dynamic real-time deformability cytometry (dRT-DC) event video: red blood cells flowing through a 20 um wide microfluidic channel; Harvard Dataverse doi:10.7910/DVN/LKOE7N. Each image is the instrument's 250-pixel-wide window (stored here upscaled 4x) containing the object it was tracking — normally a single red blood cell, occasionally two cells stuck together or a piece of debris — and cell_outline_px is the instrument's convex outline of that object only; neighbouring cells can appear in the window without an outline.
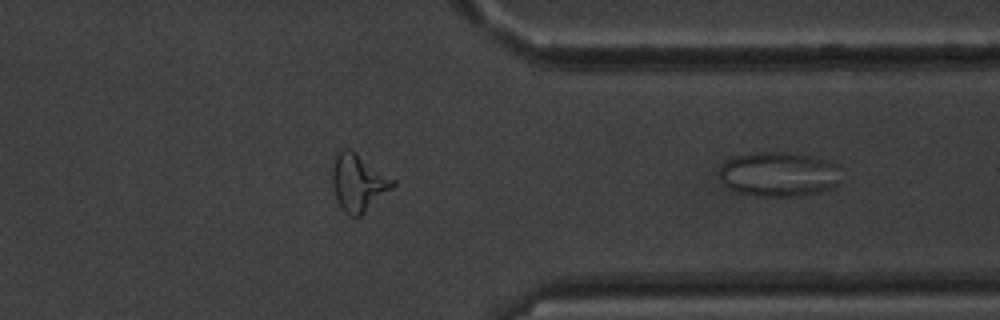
{"species": "common noctule bat (a hibernating species)", "species_latin": "Nyctalus noctula", "temperature_condition": "warm", "stored_images_in_passage": 22, "segment_of_instrument_passage": [2, 2], "camera_frame_rate_fps": 3000, "um_per_image_px": 0.085, "animal": {"sex": "male", "body_mass_g": 20.1, "forearm_length_mm": 53.5}, "frame": {"image": 1, "passage_image": 22, "time_ms": 7.0, "image_size_px": [1000, 320], "cell_outline_px": [[840, 184], [836, 188], [820, 192], [800, 196], [756, 196], [736, 192], [724, 184], [720, 180], [720, 168], [728, 160], [736, 156], [756, 152], [784, 152], [816, 156], [828, 160], [836, 164], [840, 180]], "centroid_in_image_um": [66.24, 14.82], "position_along_channel_um": 345.2, "area_um2": 32.02}}